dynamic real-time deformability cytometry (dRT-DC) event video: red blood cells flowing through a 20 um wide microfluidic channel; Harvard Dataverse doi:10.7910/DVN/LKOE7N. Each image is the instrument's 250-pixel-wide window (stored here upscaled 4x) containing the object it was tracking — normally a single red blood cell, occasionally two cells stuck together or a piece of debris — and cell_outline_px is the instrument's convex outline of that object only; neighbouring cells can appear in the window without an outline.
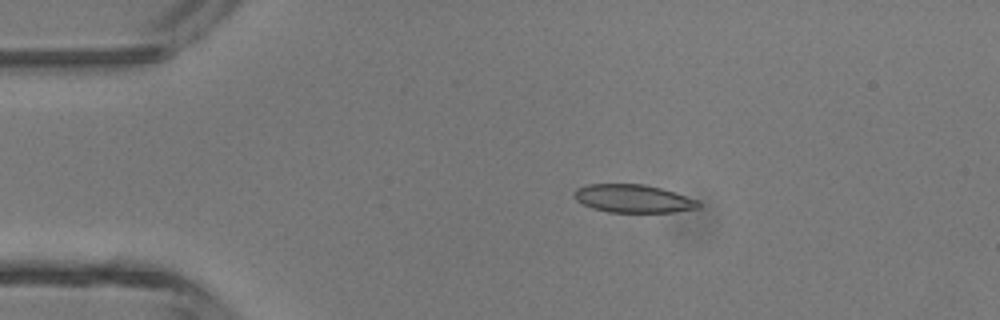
{"species": "common noctule bat (a hibernating species)", "species_latin": "Nyctalus noctula", "temperature_condition": "room temperature", "stored_images_in_passage": 3, "camera_frame_rate_fps": 3000, "um_per_image_px": 0.085, "animal": {"sex": "male", "body_mass_g": 13.3}, "frame": {"image": 1, "passage_image": 2, "time_ms": 0.333, "image_size_px": [1000, 320], "cell_outline_px": [[700, 204], [696, 208], [672, 212], [608, 212], [592, 208], [576, 200], [572, 192], [576, 188], [588, 184], [644, 184], [676, 192], [696, 200]], "centroid_in_image_um": [53.77, 16.87], "position_along_channel_um": 31.2, "area_um2": 20.23}}